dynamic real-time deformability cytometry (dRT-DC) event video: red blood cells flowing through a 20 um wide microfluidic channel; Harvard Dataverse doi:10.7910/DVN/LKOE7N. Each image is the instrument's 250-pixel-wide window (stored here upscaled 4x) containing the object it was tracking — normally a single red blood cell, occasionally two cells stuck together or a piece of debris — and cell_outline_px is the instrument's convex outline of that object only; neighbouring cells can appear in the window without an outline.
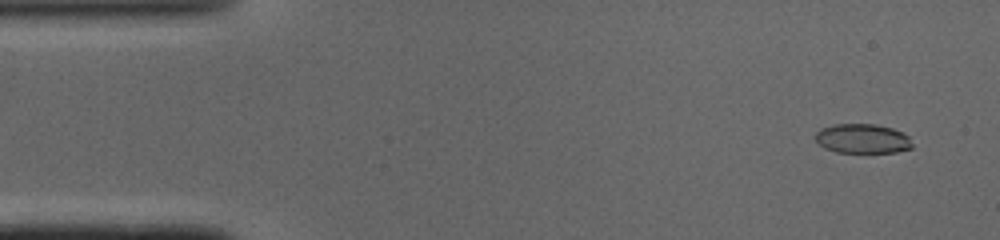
{"species": "common noctule bat (a hibernating species)", "species_latin": "Nyctalus noctula", "temperature_condition": "cold", "stored_images_in_passage": 49, "camera_frame_rate_fps": 3000, "um_per_image_px": 0.085, "animal": {"sex": "male", "body_mass_g": 19.0, "forearm_length_mm": 50.8}, "frame": {"image": 1, "passage_image": 3, "time_ms": 0.667, "image_size_px": [1000, 240], "cell_outline_px": [[912, 148], [896, 152], [836, 152], [824, 148], [816, 140], [816, 132], [820, 128], [832, 124], [876, 124], [892, 128], [908, 136], [912, 144]], "centroid_in_image_um": [73.29, 11.78], "position_along_channel_um": 11.7, "area_um2": 16.59}}
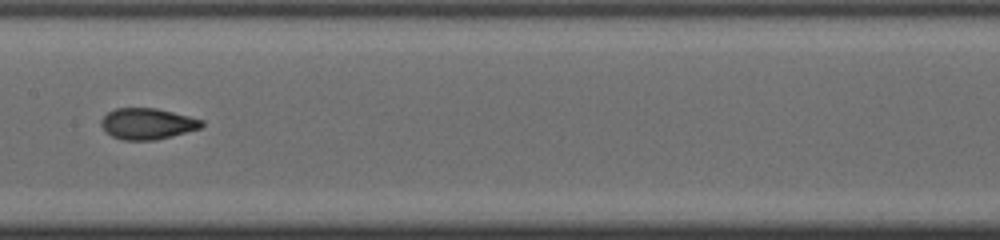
{"frame": {"image": 2, "passage_image": 24, "time_ms": 7.667, "image_size_px": [1000, 240], "cell_outline_px": [[204, 124], [200, 128], [172, 136], [156, 140], [124, 140], [112, 136], [100, 124], [100, 120], [108, 112], [116, 108], [156, 108], [204, 120]], "centroid_in_image_um": [12.53, 10.51], "position_along_channel_um": 194.9, "area_um2": 18.09}}
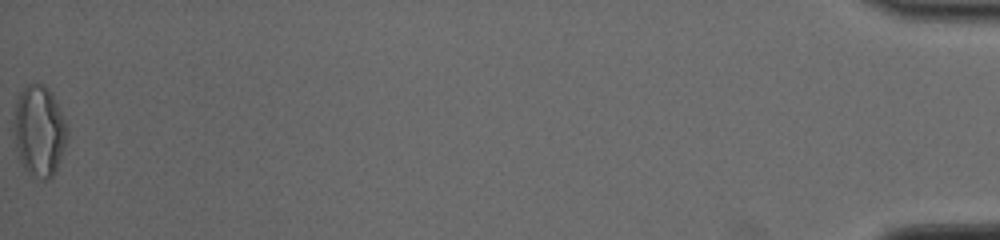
{"frame": {"image": 3, "passage_image": 49, "time_ms": 16.0, "image_size_px": [1000, 240], "cell_outline_px": [[68, 136], [56, 168], [52, 176], [48, 180], [40, 180], [28, 172], [24, 168], [20, 160], [16, 144], [16, 100], [24, 84], [44, 84], [52, 92], [64, 120], [68, 132]], "centroid_in_image_um": [3.35, 11.11], "position_along_channel_um": 431.8, "area_um2": 27.63}, "authors_computed_cell_mechanics": {"area_um2": 18.0914, "velocity_mm_per_s": 4.1121, "shape_relaxation_time_tau1_ms": 6.0355, "shape_relaxation_time_tau2_ms": 1.198, "deformation_change_tau1": 0.1868, "deformation_change_tau2": 0.0633}}